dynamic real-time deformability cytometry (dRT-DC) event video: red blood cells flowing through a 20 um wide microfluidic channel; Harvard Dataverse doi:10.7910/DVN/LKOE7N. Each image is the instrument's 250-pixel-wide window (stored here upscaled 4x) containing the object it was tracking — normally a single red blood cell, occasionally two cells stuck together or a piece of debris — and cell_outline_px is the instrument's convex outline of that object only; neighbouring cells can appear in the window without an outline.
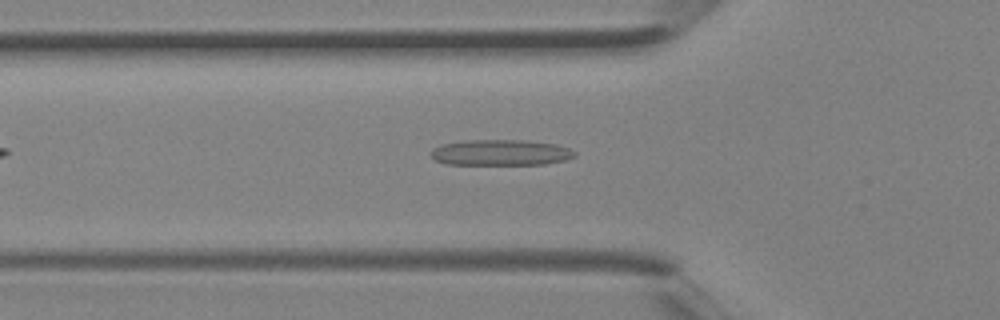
{"species": "Egyptian fruit bat (a non-hibernating species)", "species_latin": "Rousettus aegyptiacus", "temperature_condition": "room temperature", "stored_images_in_passage": 32, "camera_frame_rate_fps": 3000, "um_per_image_px": 0.085, "animal": {"sex": "female"}, "frame": {"image": 1, "passage_image": 6, "time_ms": 1.667, "image_size_px": [1000, 320], "cell_outline_px": [[576, 156], [564, 160], [544, 164], [444, 164], [436, 160], [432, 156], [432, 148], [440, 144], [464, 140], [524, 140], [556, 144], [568, 148], [576, 152]], "centroid_in_image_um": [42.54, 12.96], "position_along_channel_um": 83.3, "area_um2": 21.62}}
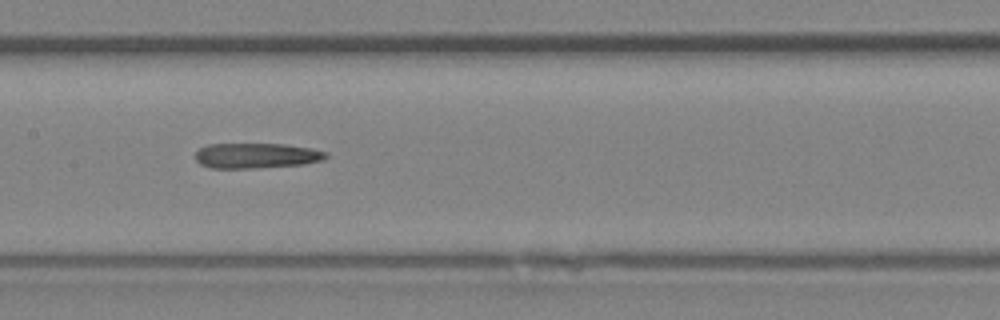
{"frame": {"image": 2, "passage_image": 12, "time_ms": 3.667, "image_size_px": [1000, 320], "cell_outline_px": [[328, 156], [320, 160], [304, 164], [252, 168], [212, 168], [200, 164], [196, 160], [196, 152], [200, 148], [208, 144], [284, 144], [308, 148], [328, 152]], "centroid_in_image_um": [21.76, 13.23], "position_along_channel_um": 185.6, "area_um2": 19.02}}
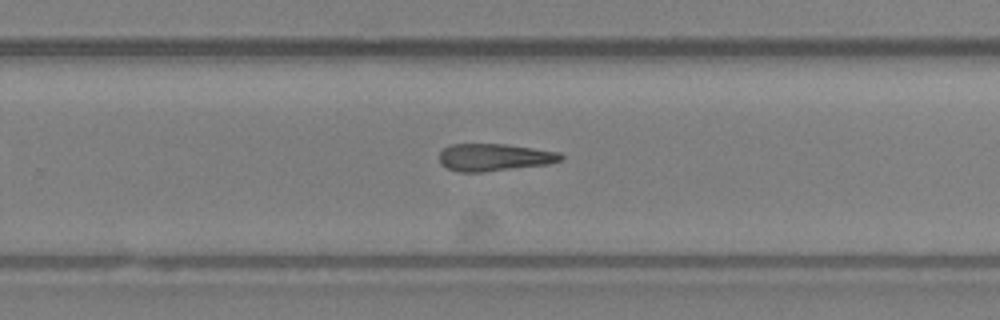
{"frame": {"image": 3, "passage_image": 18, "time_ms": 5.667, "image_size_px": [1000, 320], "cell_outline_px": [[564, 160], [548, 164], [484, 172], [460, 172], [448, 168], [440, 164], [440, 152], [448, 144], [504, 144], [560, 152], [564, 156]], "centroid_in_image_um": [42.03, 13.37], "position_along_channel_um": 287.8, "area_um2": 19.42}}